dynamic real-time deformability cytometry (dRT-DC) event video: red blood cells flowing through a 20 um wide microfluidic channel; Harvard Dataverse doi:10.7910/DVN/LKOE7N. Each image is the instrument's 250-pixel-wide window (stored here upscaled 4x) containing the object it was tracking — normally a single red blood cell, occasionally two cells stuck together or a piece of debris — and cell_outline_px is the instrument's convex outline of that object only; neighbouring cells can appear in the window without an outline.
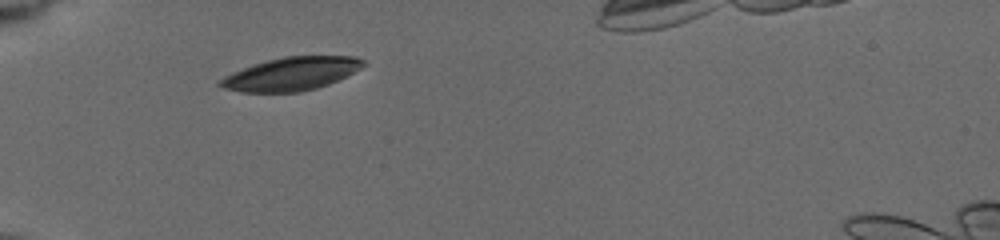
{"species": "common noctule bat (a hibernating species)", "species_latin": "Nyctalus noctula", "temperature_condition": "cold", "stored_images_in_passage": 3, "camera_frame_rate_fps": 3000, "um_per_image_px": 0.085, "animal": {"sex": "female", "body_mass_g": 19.5, "forearm_length_mm": 54.1}, "frame": {"image": 1, "passage_image": 1, "time_ms": 0.0, "image_size_px": [1000, 240], "cell_outline_px": [[364, 64], [360, 68], [328, 84], [316, 88], [300, 92], [240, 92], [224, 88], [216, 84], [224, 76], [232, 72], [252, 64], [284, 56], [356, 56], [364, 60]], "centroid_in_image_um": [24.7, 6.28], "position_along_channel_um": 60.3, "area_um2": 27.51}}
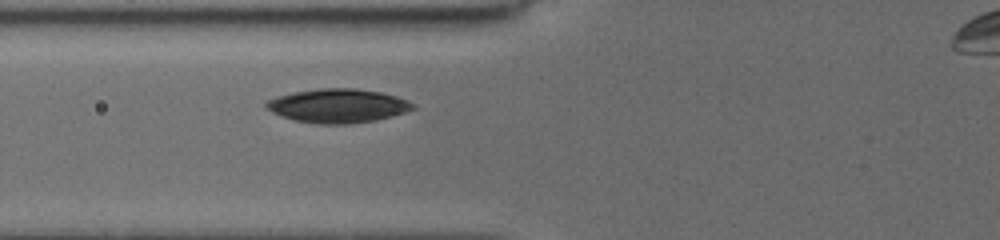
{"frame": {"image": 2, "passage_image": 3, "time_ms": 1.333, "image_size_px": [1000, 240], "cell_outline_px": [[416, 108], [392, 116], [376, 120], [348, 124], [320, 124], [296, 120], [280, 116], [264, 108], [264, 104], [268, 100], [276, 96], [292, 92], [320, 88], [356, 88], [380, 92], [396, 96], [408, 100], [416, 104]], "centroid_in_image_um": [28.71, 8.98], "position_along_channel_um": 97.1, "area_um2": 29.13}}